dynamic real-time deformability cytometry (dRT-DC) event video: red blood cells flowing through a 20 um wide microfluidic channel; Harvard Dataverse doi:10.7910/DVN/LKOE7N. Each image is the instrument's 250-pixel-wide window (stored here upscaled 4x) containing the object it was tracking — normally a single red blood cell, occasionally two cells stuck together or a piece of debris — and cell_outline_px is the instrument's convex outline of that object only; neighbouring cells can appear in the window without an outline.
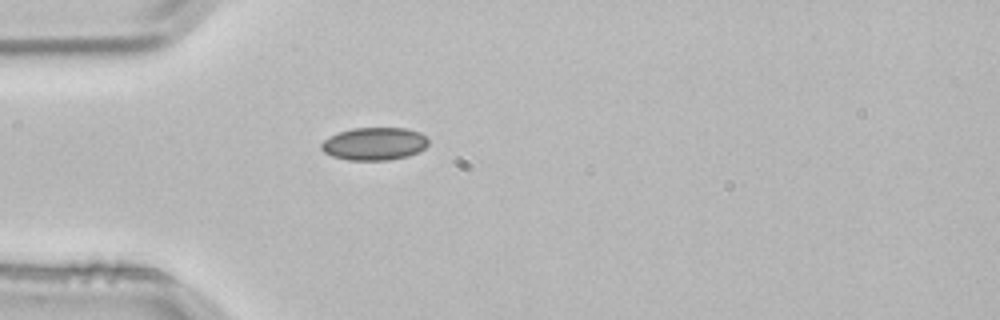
{"species": "common noctule bat (a hibernating species)", "species_latin": "Nyctalus noctula", "temperature_condition": "room temperature", "stored_images_in_passage": 1, "camera_frame_rate_fps": 3000, "um_per_image_px": 0.085, "animal": {"sex": "male", "body_mass_g": 21.5, "forearm_length_mm": 52.0}, "frame": {"image": 1, "passage_image": 1, "time_ms": 0.0, "image_size_px": [1000, 320], "cell_outline_px": [[428, 144], [424, 148], [408, 156], [388, 160], [348, 160], [332, 156], [324, 152], [320, 148], [320, 144], [324, 140], [340, 132], [352, 128], [404, 128], [420, 132], [428, 140]], "centroid_in_image_um": [31.81, 12.22], "position_along_channel_um": 53.2, "area_um2": 20.29}}